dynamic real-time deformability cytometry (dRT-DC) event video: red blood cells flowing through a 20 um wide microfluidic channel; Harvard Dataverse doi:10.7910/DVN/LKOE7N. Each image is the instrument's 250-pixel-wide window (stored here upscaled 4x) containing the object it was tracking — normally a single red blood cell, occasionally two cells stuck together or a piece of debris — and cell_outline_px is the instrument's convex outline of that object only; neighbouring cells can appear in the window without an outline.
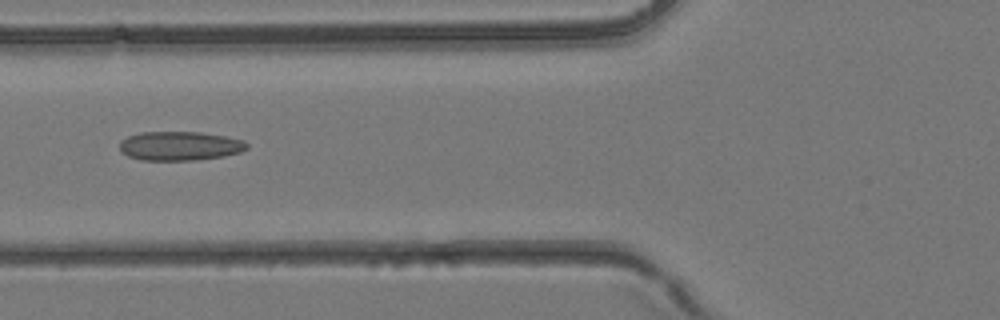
{"species": "common noctule bat (a hibernating species)", "species_latin": "Nyctalus noctula", "temperature_condition": "room temperature", "stored_images_in_passage": 5, "camera_frame_rate_fps": 3000, "um_per_image_px": 0.085, "animal": {"sex": "female", "body_mass_g": 24.6, "forearm_length_mm": 56.2}, "frame": {"image": 1, "passage_image": 5, "time_ms": 1.333, "image_size_px": [1000, 320], "cell_outline_px": [[248, 148], [240, 152], [224, 156], [196, 160], [140, 160], [128, 156], [120, 148], [120, 140], [128, 136], [140, 132], [200, 132], [224, 136], [244, 140], [248, 144]], "centroid_in_image_um": [15.3, 12.4], "position_along_channel_um": 110.5, "area_um2": 21.56}}